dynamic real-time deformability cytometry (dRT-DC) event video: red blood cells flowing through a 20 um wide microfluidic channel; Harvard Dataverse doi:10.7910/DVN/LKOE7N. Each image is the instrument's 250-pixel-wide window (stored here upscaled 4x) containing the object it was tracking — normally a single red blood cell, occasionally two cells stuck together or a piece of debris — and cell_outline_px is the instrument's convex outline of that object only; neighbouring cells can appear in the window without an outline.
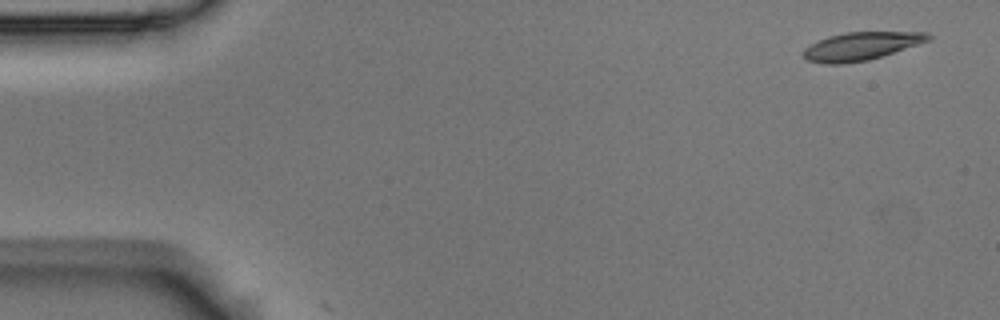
{"species": "Egyptian fruit bat (a non-hibernating species)", "species_latin": "Rousettus aegyptiacus", "temperature_condition": "room temperature", "stored_images_in_passage": 2, "camera_frame_rate_fps": 3000, "um_per_image_px": 0.085, "animal": {"sex": "male"}, "frame": {"image": 1, "passage_image": 1, "time_ms": 0.0, "image_size_px": [1000, 320], "cell_outline_px": [[932, 40], [868, 60], [840, 64], [828, 64], [808, 60], [804, 56], [804, 48], [828, 36], [844, 32], [928, 32], [932, 36]], "centroid_in_image_um": [73.24, 3.91], "position_along_channel_um": 11.8, "area_um2": 20.23}}